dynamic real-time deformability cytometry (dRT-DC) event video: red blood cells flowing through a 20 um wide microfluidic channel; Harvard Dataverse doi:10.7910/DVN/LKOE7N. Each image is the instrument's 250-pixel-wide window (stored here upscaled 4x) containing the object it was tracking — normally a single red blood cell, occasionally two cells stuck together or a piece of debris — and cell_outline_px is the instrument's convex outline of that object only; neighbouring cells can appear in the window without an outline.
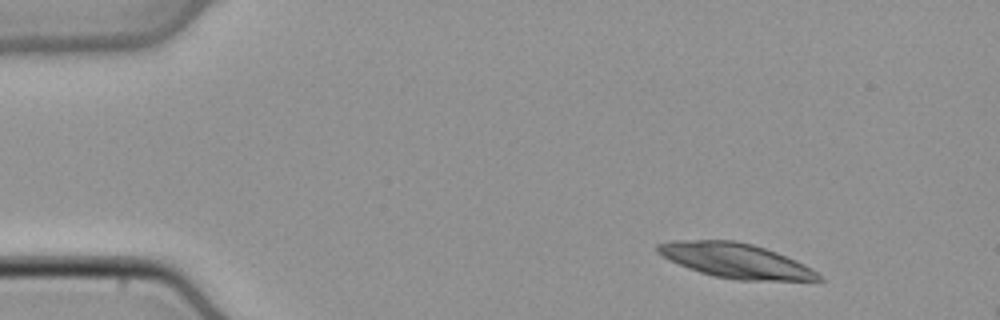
{"species": "common noctule bat (a hibernating species)", "species_latin": "Nyctalus noctula", "temperature_condition": "cold", "stored_images_in_passage": 7, "segment_of_instrument_passage": [1, 2], "camera_frame_rate_fps": 3000, "um_per_image_px": 0.085, "animal": {"sex": "male", "body_mass_g": 21.5, "forearm_length_mm": 52.0}, "frame": {"image": 1, "passage_image": 1, "time_ms": 0.0, "image_size_px": [1000, 320], "cell_outline_px": [[824, 280], [736, 280], [712, 276], [688, 268], [660, 256], [656, 252], [656, 244], [672, 240], [736, 240], [752, 244], [776, 252], [796, 260], [812, 268]], "centroid_in_image_um": [62.47, 22.14], "position_along_channel_um": 22.5, "area_um2": 32.54}}